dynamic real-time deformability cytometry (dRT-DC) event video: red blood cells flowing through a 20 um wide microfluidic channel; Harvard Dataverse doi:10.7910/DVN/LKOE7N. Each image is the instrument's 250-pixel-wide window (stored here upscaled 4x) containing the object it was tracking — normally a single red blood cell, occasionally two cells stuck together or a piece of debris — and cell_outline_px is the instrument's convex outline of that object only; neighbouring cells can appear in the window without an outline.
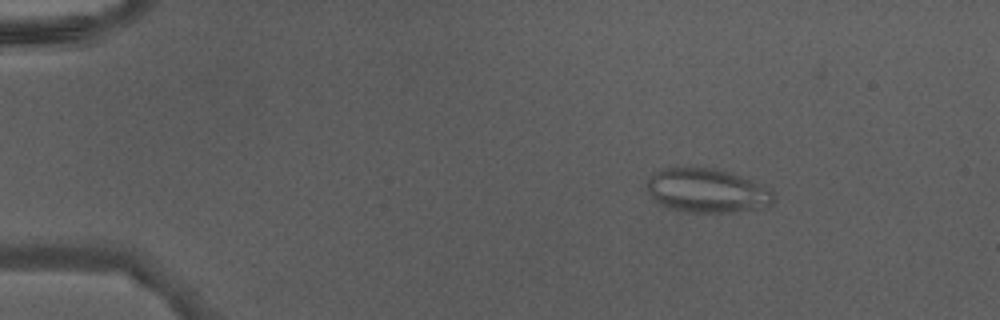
{"species": "Egyptian fruit bat (a non-hibernating species)", "species_latin": "Rousettus aegyptiacus", "temperature_condition": "warm", "stored_images_in_passage": 48, "camera_frame_rate_fps": 3000, "um_per_image_px": 0.085, "animal": {"sex": "male"}, "frame": {"image": 1, "passage_image": 8, "time_ms": 2.333, "image_size_px": [1000, 320], "cell_outline_px": [[772, 204], [764, 208], [728, 212], [688, 212], [668, 208], [652, 200], [648, 192], [648, 180], [656, 172], [664, 168], [716, 168], [740, 176], [768, 188], [772, 192]], "centroid_in_image_um": [60.07, 16.22], "position_along_channel_um": 24.9, "area_um2": 32.14}}
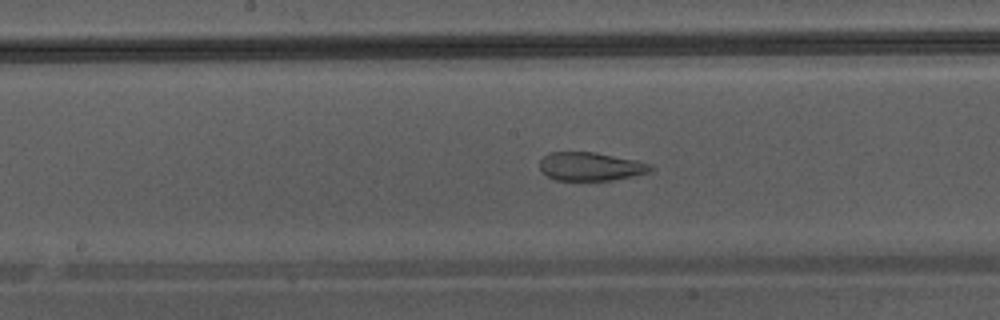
{"frame": {"image": 2, "passage_image": 26, "time_ms": 8.333, "image_size_px": [1000, 320], "cell_outline_px": [[656, 168], [652, 172], [612, 180], [556, 180], [548, 176], [540, 168], [540, 160], [548, 152], [596, 152], [636, 160], [652, 164]], "centroid_in_image_um": [50.26, 14.14], "position_along_channel_um": 197.9, "area_um2": 18.5}}
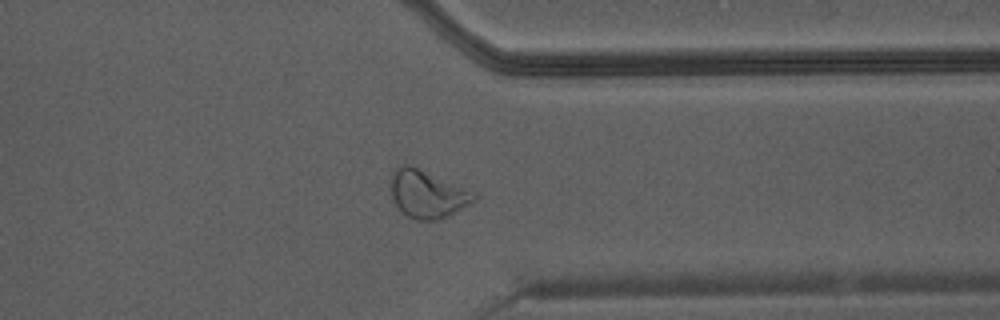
{"frame": {"image": 3, "passage_image": 38, "time_ms": 12.333, "image_size_px": [1000, 320], "cell_outline_px": [[476, 200], [448, 216], [440, 220], [416, 220], [408, 216], [396, 204], [392, 196], [392, 172], [400, 164], [408, 164], [476, 192]], "centroid_in_image_um": [36.34, 16.5], "position_along_channel_um": 375.1, "area_um2": 22.77}}